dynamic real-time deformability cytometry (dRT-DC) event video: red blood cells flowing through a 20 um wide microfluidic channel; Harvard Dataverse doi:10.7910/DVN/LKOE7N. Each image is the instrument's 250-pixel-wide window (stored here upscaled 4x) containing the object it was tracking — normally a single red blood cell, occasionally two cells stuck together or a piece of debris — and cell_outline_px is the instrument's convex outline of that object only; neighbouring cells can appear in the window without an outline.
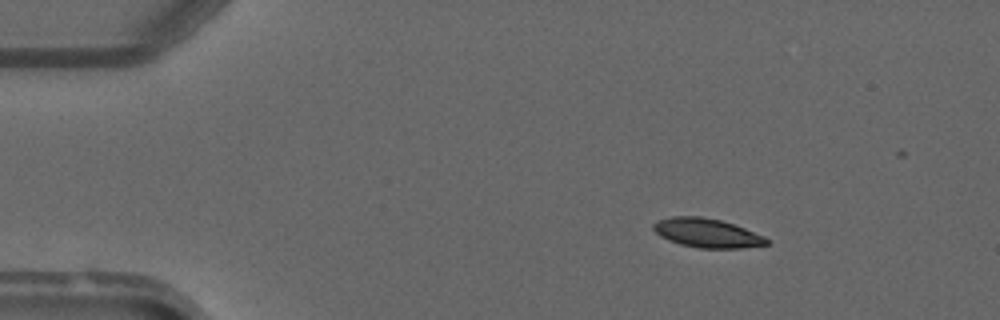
{"species": "common noctule bat (a hibernating species)", "species_latin": "Nyctalus noctula", "temperature_condition": "warm", "stored_images_in_passage": 4, "camera_frame_rate_fps": 3000, "um_per_image_px": 0.085, "animal": {"sex": "male", "forearm_length_mm": 52.5}, "frame": {"image": 1, "passage_image": 1, "time_ms": 0.0, "image_size_px": [1000, 320], "cell_outline_px": [[768, 244], [740, 248], [700, 248], [680, 244], [668, 240], [660, 236], [652, 228], [652, 224], [656, 220], [672, 216], [700, 216], [720, 220], [744, 228], [764, 236], [768, 240]], "centroid_in_image_um": [60.04, 19.8], "position_along_channel_um": 25.0, "area_um2": 19.07}}